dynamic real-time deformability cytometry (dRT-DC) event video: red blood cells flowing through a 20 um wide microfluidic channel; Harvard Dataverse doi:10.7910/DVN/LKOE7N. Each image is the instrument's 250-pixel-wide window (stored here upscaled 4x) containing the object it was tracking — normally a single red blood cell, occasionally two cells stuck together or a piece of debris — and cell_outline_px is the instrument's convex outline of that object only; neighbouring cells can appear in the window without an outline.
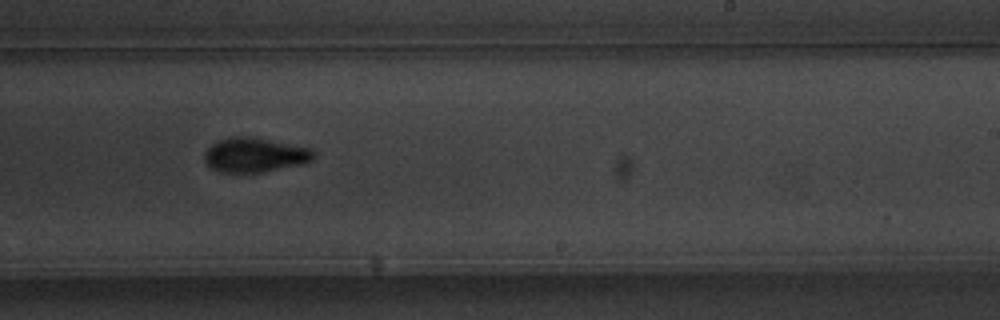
{"species": "common noctule bat (a hibernating species)", "species_latin": "Nyctalus noctula", "temperature_condition": "warm", "stored_images_in_passage": 38, "camera_frame_rate_fps": 3000, "um_per_image_px": 0.085, "animal": {"sex": "male", "body_mass_g": 20.1, "forearm_length_mm": 53.5}, "frame": {"image": 1, "passage_image": 20, "time_ms": 6.333, "image_size_px": [1000, 320], "cell_outline_px": [[316, 156], [312, 160], [304, 164], [264, 172], [220, 172], [212, 168], [204, 160], [204, 152], [216, 140], [228, 136], [252, 136], [312, 148]], "centroid_in_image_um": [21.67, 13.15], "position_along_channel_um": 267.3, "area_um2": 22.31}}
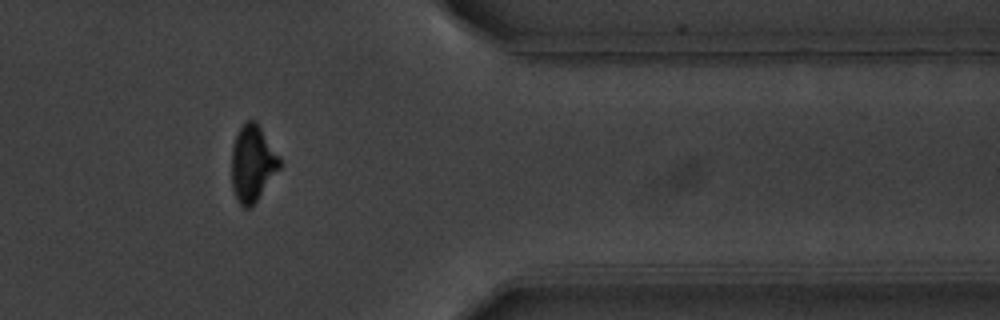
{"frame": {"image": 2, "passage_image": 31, "time_ms": 10.0, "image_size_px": [1000, 320], "cell_outline_px": [[280, 168], [256, 200], [248, 208], [244, 208], [240, 204], [232, 188], [232, 148], [236, 136], [240, 128], [248, 120], [256, 120], [280, 160]], "centroid_in_image_um": [21.44, 13.88], "position_along_channel_um": 390.0, "area_um2": 20.69}}